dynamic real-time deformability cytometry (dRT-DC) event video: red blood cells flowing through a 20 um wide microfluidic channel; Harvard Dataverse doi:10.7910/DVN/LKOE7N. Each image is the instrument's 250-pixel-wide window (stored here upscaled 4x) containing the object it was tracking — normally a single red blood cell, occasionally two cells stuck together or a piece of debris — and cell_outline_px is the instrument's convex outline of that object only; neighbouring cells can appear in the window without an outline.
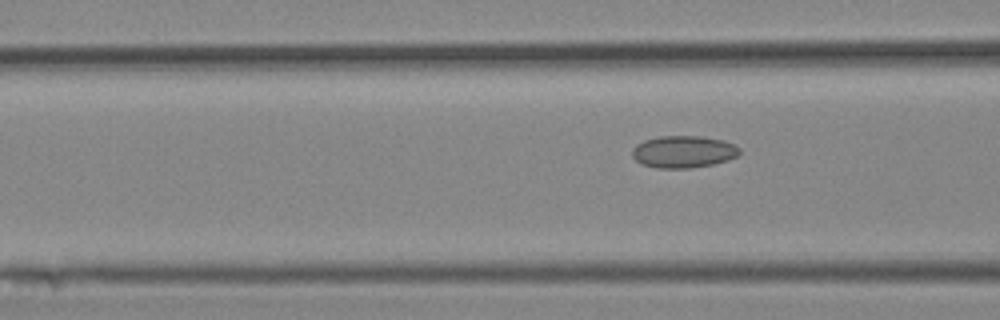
{"species": "Egyptian fruit bat (a non-hibernating species)", "species_latin": "Rousettus aegyptiacus", "temperature_condition": "cold", "stored_images_in_passage": 5, "camera_frame_rate_fps": 3000, "um_per_image_px": 0.085, "animal": {"sex": "female"}, "frame": {"image": 1, "passage_image": 5, "time_ms": 5.667, "image_size_px": [1000, 320], "cell_outline_px": [[740, 152], [736, 156], [728, 160], [712, 164], [692, 168], [656, 168], [640, 164], [632, 156], [632, 148], [636, 144], [644, 140], [660, 136], [700, 136], [724, 140], [740, 148]], "centroid_in_image_um": [58.06, 12.9], "position_along_channel_um": 108.5, "area_um2": 20.17}}